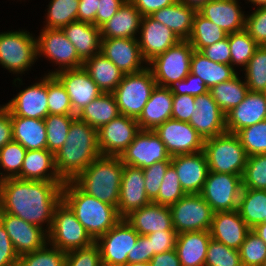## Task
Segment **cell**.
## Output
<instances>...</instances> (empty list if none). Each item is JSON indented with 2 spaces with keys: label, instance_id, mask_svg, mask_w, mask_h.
Returning <instances> with one entry per match:
<instances>
[{
  "label": "cell",
  "instance_id": "obj_31",
  "mask_svg": "<svg viewBox=\"0 0 266 266\" xmlns=\"http://www.w3.org/2000/svg\"><path fill=\"white\" fill-rule=\"evenodd\" d=\"M23 180L64 182L55 167V157L48 149L27 150L21 173L16 177Z\"/></svg>",
  "mask_w": 266,
  "mask_h": 266
},
{
  "label": "cell",
  "instance_id": "obj_19",
  "mask_svg": "<svg viewBox=\"0 0 266 266\" xmlns=\"http://www.w3.org/2000/svg\"><path fill=\"white\" fill-rule=\"evenodd\" d=\"M194 109L189 124L205 139L221 135L226 130V117L208 91L195 97Z\"/></svg>",
  "mask_w": 266,
  "mask_h": 266
},
{
  "label": "cell",
  "instance_id": "obj_35",
  "mask_svg": "<svg viewBox=\"0 0 266 266\" xmlns=\"http://www.w3.org/2000/svg\"><path fill=\"white\" fill-rule=\"evenodd\" d=\"M13 140L26 150L47 149L46 126L43 119L11 116Z\"/></svg>",
  "mask_w": 266,
  "mask_h": 266
},
{
  "label": "cell",
  "instance_id": "obj_65",
  "mask_svg": "<svg viewBox=\"0 0 266 266\" xmlns=\"http://www.w3.org/2000/svg\"><path fill=\"white\" fill-rule=\"evenodd\" d=\"M13 140L12 121L9 110L0 105V149Z\"/></svg>",
  "mask_w": 266,
  "mask_h": 266
},
{
  "label": "cell",
  "instance_id": "obj_46",
  "mask_svg": "<svg viewBox=\"0 0 266 266\" xmlns=\"http://www.w3.org/2000/svg\"><path fill=\"white\" fill-rule=\"evenodd\" d=\"M26 149L14 140L8 142L0 149V181L7 178H16L22 169Z\"/></svg>",
  "mask_w": 266,
  "mask_h": 266
},
{
  "label": "cell",
  "instance_id": "obj_29",
  "mask_svg": "<svg viewBox=\"0 0 266 266\" xmlns=\"http://www.w3.org/2000/svg\"><path fill=\"white\" fill-rule=\"evenodd\" d=\"M172 102L173 93L170 87L156 85L137 119L140 130H154L158 125L171 119Z\"/></svg>",
  "mask_w": 266,
  "mask_h": 266
},
{
  "label": "cell",
  "instance_id": "obj_60",
  "mask_svg": "<svg viewBox=\"0 0 266 266\" xmlns=\"http://www.w3.org/2000/svg\"><path fill=\"white\" fill-rule=\"evenodd\" d=\"M19 258L0 221V266H16L19 263Z\"/></svg>",
  "mask_w": 266,
  "mask_h": 266
},
{
  "label": "cell",
  "instance_id": "obj_17",
  "mask_svg": "<svg viewBox=\"0 0 266 266\" xmlns=\"http://www.w3.org/2000/svg\"><path fill=\"white\" fill-rule=\"evenodd\" d=\"M0 221L19 257L41 249L48 244V233L45 231V228L27 223L20 217L2 212L1 210Z\"/></svg>",
  "mask_w": 266,
  "mask_h": 266
},
{
  "label": "cell",
  "instance_id": "obj_21",
  "mask_svg": "<svg viewBox=\"0 0 266 266\" xmlns=\"http://www.w3.org/2000/svg\"><path fill=\"white\" fill-rule=\"evenodd\" d=\"M47 101V75L37 83L21 90L4 106L11 116L43 119L49 114Z\"/></svg>",
  "mask_w": 266,
  "mask_h": 266
},
{
  "label": "cell",
  "instance_id": "obj_1",
  "mask_svg": "<svg viewBox=\"0 0 266 266\" xmlns=\"http://www.w3.org/2000/svg\"><path fill=\"white\" fill-rule=\"evenodd\" d=\"M65 182L7 178L0 181V210L43 228L52 227L54 211L62 200Z\"/></svg>",
  "mask_w": 266,
  "mask_h": 266
},
{
  "label": "cell",
  "instance_id": "obj_58",
  "mask_svg": "<svg viewBox=\"0 0 266 266\" xmlns=\"http://www.w3.org/2000/svg\"><path fill=\"white\" fill-rule=\"evenodd\" d=\"M146 236L150 239L151 251H154V255L175 249L177 237L175 230L155 231Z\"/></svg>",
  "mask_w": 266,
  "mask_h": 266
},
{
  "label": "cell",
  "instance_id": "obj_9",
  "mask_svg": "<svg viewBox=\"0 0 266 266\" xmlns=\"http://www.w3.org/2000/svg\"><path fill=\"white\" fill-rule=\"evenodd\" d=\"M194 48L188 40H180L148 62V68L158 86L170 87L185 79L190 73L191 57Z\"/></svg>",
  "mask_w": 266,
  "mask_h": 266
},
{
  "label": "cell",
  "instance_id": "obj_37",
  "mask_svg": "<svg viewBox=\"0 0 266 266\" xmlns=\"http://www.w3.org/2000/svg\"><path fill=\"white\" fill-rule=\"evenodd\" d=\"M83 68L98 87L106 93H112L124 76V73L101 52L86 59Z\"/></svg>",
  "mask_w": 266,
  "mask_h": 266
},
{
  "label": "cell",
  "instance_id": "obj_70",
  "mask_svg": "<svg viewBox=\"0 0 266 266\" xmlns=\"http://www.w3.org/2000/svg\"><path fill=\"white\" fill-rule=\"evenodd\" d=\"M247 1L251 2L253 5H255V7L257 6V8L266 7V0H247Z\"/></svg>",
  "mask_w": 266,
  "mask_h": 266
},
{
  "label": "cell",
  "instance_id": "obj_66",
  "mask_svg": "<svg viewBox=\"0 0 266 266\" xmlns=\"http://www.w3.org/2000/svg\"><path fill=\"white\" fill-rule=\"evenodd\" d=\"M97 10L98 0H79L77 21L95 25Z\"/></svg>",
  "mask_w": 266,
  "mask_h": 266
},
{
  "label": "cell",
  "instance_id": "obj_6",
  "mask_svg": "<svg viewBox=\"0 0 266 266\" xmlns=\"http://www.w3.org/2000/svg\"><path fill=\"white\" fill-rule=\"evenodd\" d=\"M156 85L152 71L148 67L138 73L124 74L112 92L120 114L138 119Z\"/></svg>",
  "mask_w": 266,
  "mask_h": 266
},
{
  "label": "cell",
  "instance_id": "obj_27",
  "mask_svg": "<svg viewBox=\"0 0 266 266\" xmlns=\"http://www.w3.org/2000/svg\"><path fill=\"white\" fill-rule=\"evenodd\" d=\"M198 12L227 34L245 29V14L237 0H211Z\"/></svg>",
  "mask_w": 266,
  "mask_h": 266
},
{
  "label": "cell",
  "instance_id": "obj_54",
  "mask_svg": "<svg viewBox=\"0 0 266 266\" xmlns=\"http://www.w3.org/2000/svg\"><path fill=\"white\" fill-rule=\"evenodd\" d=\"M170 164L171 160H165L143 168L145 190L151 202L158 196L161 183Z\"/></svg>",
  "mask_w": 266,
  "mask_h": 266
},
{
  "label": "cell",
  "instance_id": "obj_56",
  "mask_svg": "<svg viewBox=\"0 0 266 266\" xmlns=\"http://www.w3.org/2000/svg\"><path fill=\"white\" fill-rule=\"evenodd\" d=\"M245 30L258 45H266V7L255 8L246 15Z\"/></svg>",
  "mask_w": 266,
  "mask_h": 266
},
{
  "label": "cell",
  "instance_id": "obj_15",
  "mask_svg": "<svg viewBox=\"0 0 266 266\" xmlns=\"http://www.w3.org/2000/svg\"><path fill=\"white\" fill-rule=\"evenodd\" d=\"M119 157L123 164L142 169L155 162L171 160L165 144L154 130H140Z\"/></svg>",
  "mask_w": 266,
  "mask_h": 266
},
{
  "label": "cell",
  "instance_id": "obj_14",
  "mask_svg": "<svg viewBox=\"0 0 266 266\" xmlns=\"http://www.w3.org/2000/svg\"><path fill=\"white\" fill-rule=\"evenodd\" d=\"M171 157L203 151L204 138L188 122L166 120L154 129Z\"/></svg>",
  "mask_w": 266,
  "mask_h": 266
},
{
  "label": "cell",
  "instance_id": "obj_13",
  "mask_svg": "<svg viewBox=\"0 0 266 266\" xmlns=\"http://www.w3.org/2000/svg\"><path fill=\"white\" fill-rule=\"evenodd\" d=\"M138 237L139 233L125 219H121L95 241L100 249L102 265L127 266L129 251H132Z\"/></svg>",
  "mask_w": 266,
  "mask_h": 266
},
{
  "label": "cell",
  "instance_id": "obj_55",
  "mask_svg": "<svg viewBox=\"0 0 266 266\" xmlns=\"http://www.w3.org/2000/svg\"><path fill=\"white\" fill-rule=\"evenodd\" d=\"M64 266H103L99 246H91L66 252Z\"/></svg>",
  "mask_w": 266,
  "mask_h": 266
},
{
  "label": "cell",
  "instance_id": "obj_51",
  "mask_svg": "<svg viewBox=\"0 0 266 266\" xmlns=\"http://www.w3.org/2000/svg\"><path fill=\"white\" fill-rule=\"evenodd\" d=\"M46 244L43 248L23 254L19 258L21 266H64L66 252Z\"/></svg>",
  "mask_w": 266,
  "mask_h": 266
},
{
  "label": "cell",
  "instance_id": "obj_7",
  "mask_svg": "<svg viewBox=\"0 0 266 266\" xmlns=\"http://www.w3.org/2000/svg\"><path fill=\"white\" fill-rule=\"evenodd\" d=\"M95 241L78 221L71 208L61 200L56 206L48 244L64 252L86 248Z\"/></svg>",
  "mask_w": 266,
  "mask_h": 266
},
{
  "label": "cell",
  "instance_id": "obj_64",
  "mask_svg": "<svg viewBox=\"0 0 266 266\" xmlns=\"http://www.w3.org/2000/svg\"><path fill=\"white\" fill-rule=\"evenodd\" d=\"M144 16H150L154 12L172 5L177 0H129Z\"/></svg>",
  "mask_w": 266,
  "mask_h": 266
},
{
  "label": "cell",
  "instance_id": "obj_3",
  "mask_svg": "<svg viewBox=\"0 0 266 266\" xmlns=\"http://www.w3.org/2000/svg\"><path fill=\"white\" fill-rule=\"evenodd\" d=\"M62 200L71 208L94 241L122 219L117 207L83 192L73 181L63 184Z\"/></svg>",
  "mask_w": 266,
  "mask_h": 266
},
{
  "label": "cell",
  "instance_id": "obj_67",
  "mask_svg": "<svg viewBox=\"0 0 266 266\" xmlns=\"http://www.w3.org/2000/svg\"><path fill=\"white\" fill-rule=\"evenodd\" d=\"M150 266H181L175 249L155 254L149 261Z\"/></svg>",
  "mask_w": 266,
  "mask_h": 266
},
{
  "label": "cell",
  "instance_id": "obj_48",
  "mask_svg": "<svg viewBox=\"0 0 266 266\" xmlns=\"http://www.w3.org/2000/svg\"><path fill=\"white\" fill-rule=\"evenodd\" d=\"M236 135L248 157L266 154V119L239 130Z\"/></svg>",
  "mask_w": 266,
  "mask_h": 266
},
{
  "label": "cell",
  "instance_id": "obj_63",
  "mask_svg": "<svg viewBox=\"0 0 266 266\" xmlns=\"http://www.w3.org/2000/svg\"><path fill=\"white\" fill-rule=\"evenodd\" d=\"M126 0H98L95 26L101 27L123 5Z\"/></svg>",
  "mask_w": 266,
  "mask_h": 266
},
{
  "label": "cell",
  "instance_id": "obj_41",
  "mask_svg": "<svg viewBox=\"0 0 266 266\" xmlns=\"http://www.w3.org/2000/svg\"><path fill=\"white\" fill-rule=\"evenodd\" d=\"M227 35L219 26L197 11L193 18L192 31L188 41L194 50L201 51L203 48L223 40Z\"/></svg>",
  "mask_w": 266,
  "mask_h": 266
},
{
  "label": "cell",
  "instance_id": "obj_44",
  "mask_svg": "<svg viewBox=\"0 0 266 266\" xmlns=\"http://www.w3.org/2000/svg\"><path fill=\"white\" fill-rule=\"evenodd\" d=\"M245 71V82L249 91L266 90V45H259L250 58Z\"/></svg>",
  "mask_w": 266,
  "mask_h": 266
},
{
  "label": "cell",
  "instance_id": "obj_33",
  "mask_svg": "<svg viewBox=\"0 0 266 266\" xmlns=\"http://www.w3.org/2000/svg\"><path fill=\"white\" fill-rule=\"evenodd\" d=\"M74 45L79 57L85 61L101 51L100 28L87 22L75 21L62 28Z\"/></svg>",
  "mask_w": 266,
  "mask_h": 266
},
{
  "label": "cell",
  "instance_id": "obj_23",
  "mask_svg": "<svg viewBox=\"0 0 266 266\" xmlns=\"http://www.w3.org/2000/svg\"><path fill=\"white\" fill-rule=\"evenodd\" d=\"M138 34H140L137 38L138 44L147 63L180 41L172 30L151 16L142 18Z\"/></svg>",
  "mask_w": 266,
  "mask_h": 266
},
{
  "label": "cell",
  "instance_id": "obj_61",
  "mask_svg": "<svg viewBox=\"0 0 266 266\" xmlns=\"http://www.w3.org/2000/svg\"><path fill=\"white\" fill-rule=\"evenodd\" d=\"M154 256L151 251L150 239L146 235H139L132 251L128 254V264L148 262Z\"/></svg>",
  "mask_w": 266,
  "mask_h": 266
},
{
  "label": "cell",
  "instance_id": "obj_36",
  "mask_svg": "<svg viewBox=\"0 0 266 266\" xmlns=\"http://www.w3.org/2000/svg\"><path fill=\"white\" fill-rule=\"evenodd\" d=\"M190 73L199 76L210 89L214 85L231 80L238 72L231 64L214 62L202 52L194 50L191 57Z\"/></svg>",
  "mask_w": 266,
  "mask_h": 266
},
{
  "label": "cell",
  "instance_id": "obj_34",
  "mask_svg": "<svg viewBox=\"0 0 266 266\" xmlns=\"http://www.w3.org/2000/svg\"><path fill=\"white\" fill-rule=\"evenodd\" d=\"M196 12L194 8L188 7L177 0L172 5L164 7L150 16L167 26L180 40H188Z\"/></svg>",
  "mask_w": 266,
  "mask_h": 266
},
{
  "label": "cell",
  "instance_id": "obj_57",
  "mask_svg": "<svg viewBox=\"0 0 266 266\" xmlns=\"http://www.w3.org/2000/svg\"><path fill=\"white\" fill-rule=\"evenodd\" d=\"M173 94L198 96L209 91L205 82L197 75L189 73V75L170 86Z\"/></svg>",
  "mask_w": 266,
  "mask_h": 266
},
{
  "label": "cell",
  "instance_id": "obj_42",
  "mask_svg": "<svg viewBox=\"0 0 266 266\" xmlns=\"http://www.w3.org/2000/svg\"><path fill=\"white\" fill-rule=\"evenodd\" d=\"M48 6L44 28L62 29L77 21L79 0H51Z\"/></svg>",
  "mask_w": 266,
  "mask_h": 266
},
{
  "label": "cell",
  "instance_id": "obj_12",
  "mask_svg": "<svg viewBox=\"0 0 266 266\" xmlns=\"http://www.w3.org/2000/svg\"><path fill=\"white\" fill-rule=\"evenodd\" d=\"M40 56H45V58L59 65V69L56 68L54 72H48V75L66 69L81 68L84 64L74 45L62 29H42L37 38V57Z\"/></svg>",
  "mask_w": 266,
  "mask_h": 266
},
{
  "label": "cell",
  "instance_id": "obj_20",
  "mask_svg": "<svg viewBox=\"0 0 266 266\" xmlns=\"http://www.w3.org/2000/svg\"><path fill=\"white\" fill-rule=\"evenodd\" d=\"M53 75L67 91L71 106L76 114L103 93L83 67L62 70Z\"/></svg>",
  "mask_w": 266,
  "mask_h": 266
},
{
  "label": "cell",
  "instance_id": "obj_32",
  "mask_svg": "<svg viewBox=\"0 0 266 266\" xmlns=\"http://www.w3.org/2000/svg\"><path fill=\"white\" fill-rule=\"evenodd\" d=\"M210 239V231L177 234L175 250L181 266H204Z\"/></svg>",
  "mask_w": 266,
  "mask_h": 266
},
{
  "label": "cell",
  "instance_id": "obj_49",
  "mask_svg": "<svg viewBox=\"0 0 266 266\" xmlns=\"http://www.w3.org/2000/svg\"><path fill=\"white\" fill-rule=\"evenodd\" d=\"M243 188L266 190V154H256L247 158L242 174Z\"/></svg>",
  "mask_w": 266,
  "mask_h": 266
},
{
  "label": "cell",
  "instance_id": "obj_5",
  "mask_svg": "<svg viewBox=\"0 0 266 266\" xmlns=\"http://www.w3.org/2000/svg\"><path fill=\"white\" fill-rule=\"evenodd\" d=\"M203 152L209 171L242 176L248 155L235 133L205 139Z\"/></svg>",
  "mask_w": 266,
  "mask_h": 266
},
{
  "label": "cell",
  "instance_id": "obj_69",
  "mask_svg": "<svg viewBox=\"0 0 266 266\" xmlns=\"http://www.w3.org/2000/svg\"><path fill=\"white\" fill-rule=\"evenodd\" d=\"M266 244V222L258 224L252 229Z\"/></svg>",
  "mask_w": 266,
  "mask_h": 266
},
{
  "label": "cell",
  "instance_id": "obj_71",
  "mask_svg": "<svg viewBox=\"0 0 266 266\" xmlns=\"http://www.w3.org/2000/svg\"><path fill=\"white\" fill-rule=\"evenodd\" d=\"M127 266H150L148 262L128 264Z\"/></svg>",
  "mask_w": 266,
  "mask_h": 266
},
{
  "label": "cell",
  "instance_id": "obj_16",
  "mask_svg": "<svg viewBox=\"0 0 266 266\" xmlns=\"http://www.w3.org/2000/svg\"><path fill=\"white\" fill-rule=\"evenodd\" d=\"M140 131L137 119L120 114L97 130L102 156H120Z\"/></svg>",
  "mask_w": 266,
  "mask_h": 266
},
{
  "label": "cell",
  "instance_id": "obj_62",
  "mask_svg": "<svg viewBox=\"0 0 266 266\" xmlns=\"http://www.w3.org/2000/svg\"><path fill=\"white\" fill-rule=\"evenodd\" d=\"M200 52L214 62L230 64L231 53L228 35L223 40L203 48Z\"/></svg>",
  "mask_w": 266,
  "mask_h": 266
},
{
  "label": "cell",
  "instance_id": "obj_40",
  "mask_svg": "<svg viewBox=\"0 0 266 266\" xmlns=\"http://www.w3.org/2000/svg\"><path fill=\"white\" fill-rule=\"evenodd\" d=\"M209 91L220 109L226 115L244 100L249 90L245 79L242 81L237 74L229 81L214 85Z\"/></svg>",
  "mask_w": 266,
  "mask_h": 266
},
{
  "label": "cell",
  "instance_id": "obj_53",
  "mask_svg": "<svg viewBox=\"0 0 266 266\" xmlns=\"http://www.w3.org/2000/svg\"><path fill=\"white\" fill-rule=\"evenodd\" d=\"M204 266H242L239 250L211 238Z\"/></svg>",
  "mask_w": 266,
  "mask_h": 266
},
{
  "label": "cell",
  "instance_id": "obj_24",
  "mask_svg": "<svg viewBox=\"0 0 266 266\" xmlns=\"http://www.w3.org/2000/svg\"><path fill=\"white\" fill-rule=\"evenodd\" d=\"M171 164L176 170L184 192L200 194L209 172L204 152L173 156Z\"/></svg>",
  "mask_w": 266,
  "mask_h": 266
},
{
  "label": "cell",
  "instance_id": "obj_2",
  "mask_svg": "<svg viewBox=\"0 0 266 266\" xmlns=\"http://www.w3.org/2000/svg\"><path fill=\"white\" fill-rule=\"evenodd\" d=\"M99 156L97 129L76 117L64 145L54 154L56 171L64 182L73 181Z\"/></svg>",
  "mask_w": 266,
  "mask_h": 266
},
{
  "label": "cell",
  "instance_id": "obj_22",
  "mask_svg": "<svg viewBox=\"0 0 266 266\" xmlns=\"http://www.w3.org/2000/svg\"><path fill=\"white\" fill-rule=\"evenodd\" d=\"M150 202L145 190L143 169L124 164L117 205L120 217L124 219L133 211L140 209Z\"/></svg>",
  "mask_w": 266,
  "mask_h": 266
},
{
  "label": "cell",
  "instance_id": "obj_11",
  "mask_svg": "<svg viewBox=\"0 0 266 266\" xmlns=\"http://www.w3.org/2000/svg\"><path fill=\"white\" fill-rule=\"evenodd\" d=\"M170 209L177 234L210 230L214 212L200 194H186Z\"/></svg>",
  "mask_w": 266,
  "mask_h": 266
},
{
  "label": "cell",
  "instance_id": "obj_25",
  "mask_svg": "<svg viewBox=\"0 0 266 266\" xmlns=\"http://www.w3.org/2000/svg\"><path fill=\"white\" fill-rule=\"evenodd\" d=\"M226 130L237 133L239 130L266 119V96L264 92L248 91L243 101L226 115Z\"/></svg>",
  "mask_w": 266,
  "mask_h": 266
},
{
  "label": "cell",
  "instance_id": "obj_18",
  "mask_svg": "<svg viewBox=\"0 0 266 266\" xmlns=\"http://www.w3.org/2000/svg\"><path fill=\"white\" fill-rule=\"evenodd\" d=\"M100 52L124 74L138 73L148 67L143 65L148 63L137 38H102Z\"/></svg>",
  "mask_w": 266,
  "mask_h": 266
},
{
  "label": "cell",
  "instance_id": "obj_68",
  "mask_svg": "<svg viewBox=\"0 0 266 266\" xmlns=\"http://www.w3.org/2000/svg\"><path fill=\"white\" fill-rule=\"evenodd\" d=\"M183 4L188 7L194 8L198 11L205 3L211 0H180Z\"/></svg>",
  "mask_w": 266,
  "mask_h": 266
},
{
  "label": "cell",
  "instance_id": "obj_4",
  "mask_svg": "<svg viewBox=\"0 0 266 266\" xmlns=\"http://www.w3.org/2000/svg\"><path fill=\"white\" fill-rule=\"evenodd\" d=\"M124 164L119 156H99L73 182L85 193L117 207Z\"/></svg>",
  "mask_w": 266,
  "mask_h": 266
},
{
  "label": "cell",
  "instance_id": "obj_45",
  "mask_svg": "<svg viewBox=\"0 0 266 266\" xmlns=\"http://www.w3.org/2000/svg\"><path fill=\"white\" fill-rule=\"evenodd\" d=\"M228 39L231 66L234 68L235 65H240L245 68L259 45L245 29L228 34Z\"/></svg>",
  "mask_w": 266,
  "mask_h": 266
},
{
  "label": "cell",
  "instance_id": "obj_10",
  "mask_svg": "<svg viewBox=\"0 0 266 266\" xmlns=\"http://www.w3.org/2000/svg\"><path fill=\"white\" fill-rule=\"evenodd\" d=\"M242 188L241 175L209 171L200 195L214 213L234 211L238 209Z\"/></svg>",
  "mask_w": 266,
  "mask_h": 266
},
{
  "label": "cell",
  "instance_id": "obj_28",
  "mask_svg": "<svg viewBox=\"0 0 266 266\" xmlns=\"http://www.w3.org/2000/svg\"><path fill=\"white\" fill-rule=\"evenodd\" d=\"M124 219L139 235H147L155 231L174 230L170 207L154 202L133 211Z\"/></svg>",
  "mask_w": 266,
  "mask_h": 266
},
{
  "label": "cell",
  "instance_id": "obj_8",
  "mask_svg": "<svg viewBox=\"0 0 266 266\" xmlns=\"http://www.w3.org/2000/svg\"><path fill=\"white\" fill-rule=\"evenodd\" d=\"M37 57V37L16 30L0 33V64L14 74H24Z\"/></svg>",
  "mask_w": 266,
  "mask_h": 266
},
{
  "label": "cell",
  "instance_id": "obj_43",
  "mask_svg": "<svg viewBox=\"0 0 266 266\" xmlns=\"http://www.w3.org/2000/svg\"><path fill=\"white\" fill-rule=\"evenodd\" d=\"M76 115L48 114L44 118L47 149L55 154L66 141L69 128Z\"/></svg>",
  "mask_w": 266,
  "mask_h": 266
},
{
  "label": "cell",
  "instance_id": "obj_38",
  "mask_svg": "<svg viewBox=\"0 0 266 266\" xmlns=\"http://www.w3.org/2000/svg\"><path fill=\"white\" fill-rule=\"evenodd\" d=\"M120 115L113 93L103 92L88 105L83 107L77 117L97 130Z\"/></svg>",
  "mask_w": 266,
  "mask_h": 266
},
{
  "label": "cell",
  "instance_id": "obj_50",
  "mask_svg": "<svg viewBox=\"0 0 266 266\" xmlns=\"http://www.w3.org/2000/svg\"><path fill=\"white\" fill-rule=\"evenodd\" d=\"M242 266H263L266 260V244L251 229L239 248Z\"/></svg>",
  "mask_w": 266,
  "mask_h": 266
},
{
  "label": "cell",
  "instance_id": "obj_39",
  "mask_svg": "<svg viewBox=\"0 0 266 266\" xmlns=\"http://www.w3.org/2000/svg\"><path fill=\"white\" fill-rule=\"evenodd\" d=\"M237 210L250 229L266 222V190L242 188Z\"/></svg>",
  "mask_w": 266,
  "mask_h": 266
},
{
  "label": "cell",
  "instance_id": "obj_30",
  "mask_svg": "<svg viewBox=\"0 0 266 266\" xmlns=\"http://www.w3.org/2000/svg\"><path fill=\"white\" fill-rule=\"evenodd\" d=\"M143 16L126 0L117 12L100 27L102 38H137Z\"/></svg>",
  "mask_w": 266,
  "mask_h": 266
},
{
  "label": "cell",
  "instance_id": "obj_52",
  "mask_svg": "<svg viewBox=\"0 0 266 266\" xmlns=\"http://www.w3.org/2000/svg\"><path fill=\"white\" fill-rule=\"evenodd\" d=\"M184 195H186V193L181 187L176 170L174 166L170 164L164 175L158 196L152 202L170 207Z\"/></svg>",
  "mask_w": 266,
  "mask_h": 266
},
{
  "label": "cell",
  "instance_id": "obj_26",
  "mask_svg": "<svg viewBox=\"0 0 266 266\" xmlns=\"http://www.w3.org/2000/svg\"><path fill=\"white\" fill-rule=\"evenodd\" d=\"M250 230L238 210H234L215 212L209 231L214 240L229 248L239 250Z\"/></svg>",
  "mask_w": 266,
  "mask_h": 266
},
{
  "label": "cell",
  "instance_id": "obj_59",
  "mask_svg": "<svg viewBox=\"0 0 266 266\" xmlns=\"http://www.w3.org/2000/svg\"><path fill=\"white\" fill-rule=\"evenodd\" d=\"M194 103V96L173 94L172 118L189 123L190 117L196 109Z\"/></svg>",
  "mask_w": 266,
  "mask_h": 266
},
{
  "label": "cell",
  "instance_id": "obj_47",
  "mask_svg": "<svg viewBox=\"0 0 266 266\" xmlns=\"http://www.w3.org/2000/svg\"><path fill=\"white\" fill-rule=\"evenodd\" d=\"M47 101L49 114L77 115L71 106L67 91L54 76L47 74Z\"/></svg>",
  "mask_w": 266,
  "mask_h": 266
}]
</instances>
